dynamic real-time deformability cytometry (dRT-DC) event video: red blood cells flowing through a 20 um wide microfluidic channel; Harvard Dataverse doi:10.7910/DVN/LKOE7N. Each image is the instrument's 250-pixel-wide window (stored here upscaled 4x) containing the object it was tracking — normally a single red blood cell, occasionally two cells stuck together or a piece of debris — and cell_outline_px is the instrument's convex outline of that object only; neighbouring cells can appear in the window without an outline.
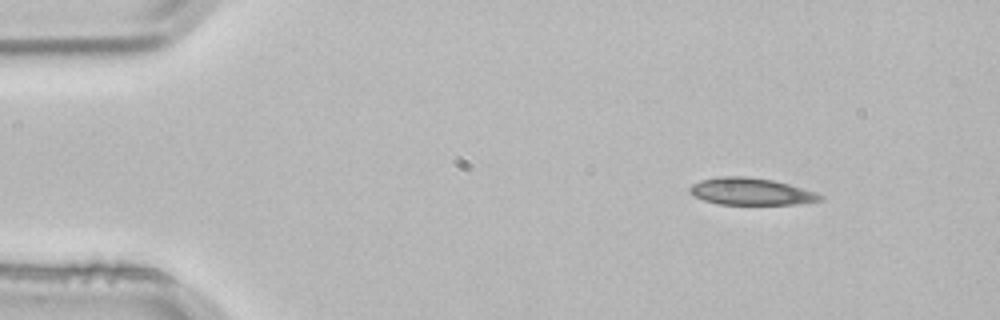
{"species": "common noctule bat (a hibernating species)", "species_latin": "Nyctalus noctula", "temperature_condition": "room temperature", "stored_images_in_passage": 2, "camera_frame_rate_fps": 3000, "um_per_image_px": 0.085, "animal": {"sex": "male", "body_mass_g": 21.5, "forearm_length_mm": 52.0}, "frame": {"image": 1, "passage_image": 1, "time_ms": 0.0, "image_size_px": [1000, 320], "cell_outline_px": [[824, 196], [820, 200], [796, 204], [720, 204], [704, 200], [688, 192], [688, 188], [692, 184], [700, 180], [720, 176], [744, 176], [772, 180], [788, 184], [816, 192]], "centroid_in_image_um": [63.8, 16.27], "position_along_channel_um": 21.2, "area_um2": 20.35}}
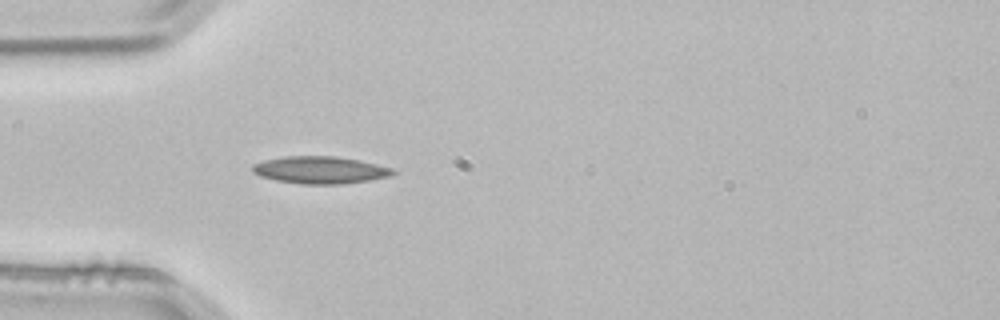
{"frame": {"image": 2, "passage_image": 2, "time_ms": 0.333, "image_size_px": [1000, 320], "cell_outline_px": [[396, 172], [392, 176], [368, 180], [340, 184], [300, 184], [276, 180], [260, 176], [252, 172], [252, 164], [264, 160], [284, 156], [336, 156], [360, 160], [392, 168]], "centroid_in_image_um": [27.2, 14.44], "position_along_channel_um": 57.8, "area_um2": 22.37}}